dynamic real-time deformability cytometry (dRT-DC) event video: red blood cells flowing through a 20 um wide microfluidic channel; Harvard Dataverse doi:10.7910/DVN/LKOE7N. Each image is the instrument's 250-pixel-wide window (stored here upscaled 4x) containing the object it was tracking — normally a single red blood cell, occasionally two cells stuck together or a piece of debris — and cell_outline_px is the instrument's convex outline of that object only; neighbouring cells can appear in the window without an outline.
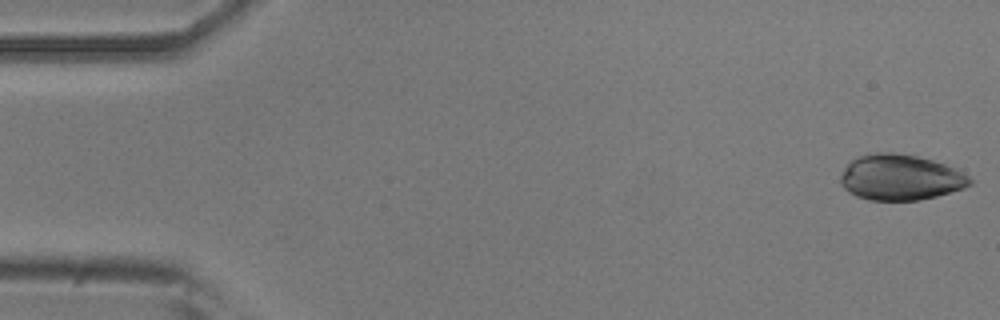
{"species": "common noctule bat (a hibernating species)", "species_latin": "Nyctalus noctula", "temperature_condition": "room temperature", "stored_images_in_passage": 52, "camera_frame_rate_fps": 3000, "um_per_image_px": 0.085, "animal": {"sex": "male", "body_mass_g": 20.5, "forearm_length_mm": 52.5}, "frame": {"image": 1, "passage_image": 1, "time_ms": 0.0, "image_size_px": [1000, 320], "cell_outline_px": [[968, 184], [960, 188], [948, 192], [916, 200], [876, 200], [860, 196], [852, 192], [844, 184], [844, 172], [856, 160], [868, 156], [908, 156], [928, 160], [940, 164], [948, 168], [968, 180]], "centroid_in_image_um": [76.53, 15.16], "position_along_channel_um": 8.5, "area_um2": 30.52}}
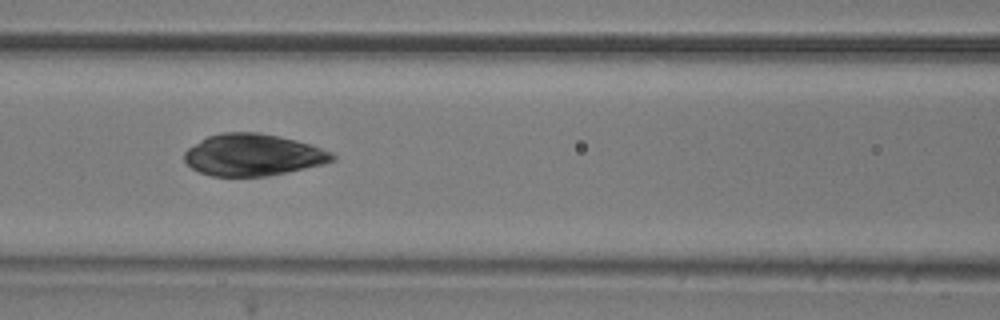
{"frame": {"image": 2, "passage_image": 22, "time_ms": 7.0, "image_size_px": [1000, 320], "cell_outline_px": [[332, 156], [328, 160], [280, 172], [256, 176], [216, 176], [204, 172], [188, 164], [184, 156], [192, 148], [204, 140], [212, 136], [236, 132], [248, 132], [272, 136], [292, 140], [316, 148]], "centroid_in_image_um": [21.36, 13.17], "position_along_channel_um": 145.2, "area_um2": 32.66}}
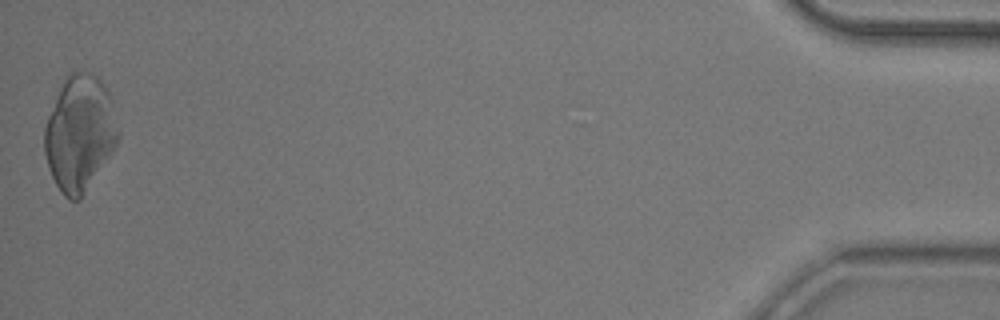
{"frame": {"image": 3, "passage_image": 52, "time_ms": 17.0, "image_size_px": [1000, 320], "cell_outline_px": [[100, 144], [80, 196], [76, 200], [72, 200], [56, 184], [48, 164], [44, 148], [44, 136], [48, 120], [60, 92], [64, 84], [72, 76]], "centroid_in_image_um": [5.97, 12.04], "position_along_channel_um": 429.2, "area_um2": 30.52}}